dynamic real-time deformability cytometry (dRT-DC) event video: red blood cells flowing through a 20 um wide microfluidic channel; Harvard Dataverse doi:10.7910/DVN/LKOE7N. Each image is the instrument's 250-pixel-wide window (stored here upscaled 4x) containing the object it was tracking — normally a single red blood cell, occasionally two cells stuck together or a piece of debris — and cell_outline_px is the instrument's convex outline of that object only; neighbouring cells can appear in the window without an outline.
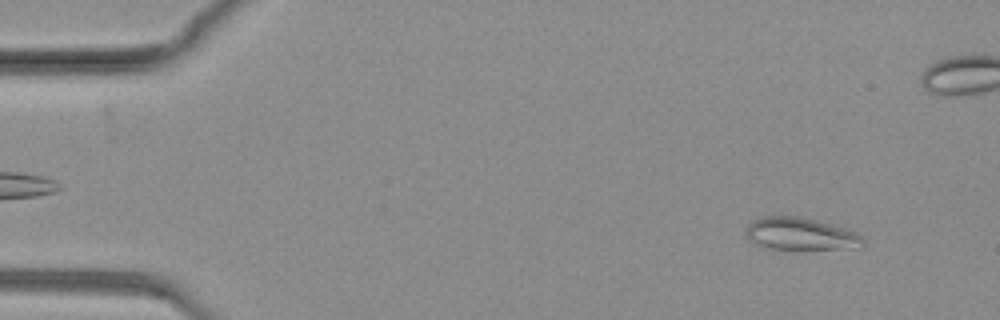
{"species": "common noctule bat (a hibernating species)", "species_latin": "Nyctalus noctula", "temperature_condition": "warm", "stored_images_in_passage": 82, "camera_frame_rate_fps": 3000, "um_per_image_px": 0.085, "animal": {"sex": "female", "body_mass_g": 19.3, "forearm_length_mm": 54.1}, "frame": {"image": 1, "passage_image": 7, "time_ms": 2.0, "image_size_px": [1000, 320], "cell_outline_px": [[864, 244], [860, 248], [764, 248], [748, 240], [744, 236], [744, 232], [748, 224], [752, 220], [764, 216], [796, 216], [816, 220], [832, 224], [856, 232], [864, 240]], "centroid_in_image_um": [67.98, 19.87], "position_along_channel_um": 17.0, "area_um2": 22.02}}
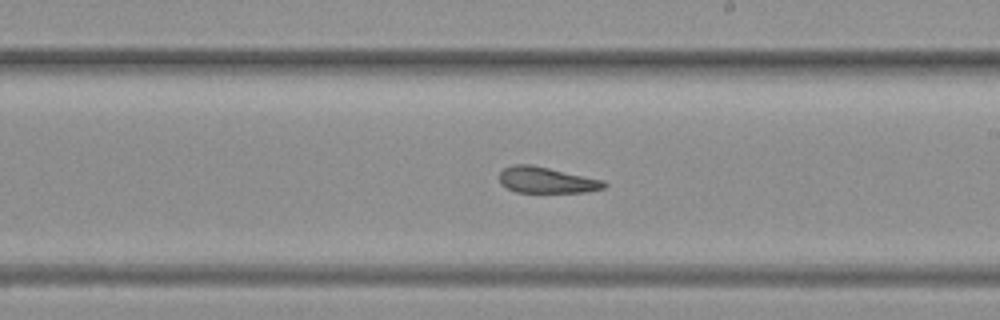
{"frame": {"image": 2, "passage_image": 47, "time_ms": 15.333, "image_size_px": [1000, 320], "cell_outline_px": [[608, 184], [604, 188], [584, 192], [516, 192], [500, 184], [500, 172], [504, 168], [512, 164], [532, 164], [604, 180]], "centroid_in_image_um": [46.45, 15.3], "position_along_channel_um": 242.5, "area_um2": 15.95}}
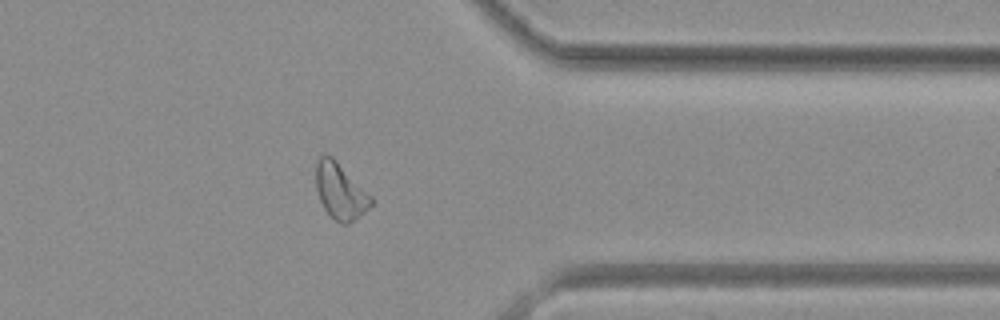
{"frame": {"image": 3, "passage_image": 65, "time_ms": 21.333, "image_size_px": [1000, 320], "cell_outline_px": [[372, 204], [364, 212], [348, 224], [340, 224], [324, 208], [320, 200], [316, 188], [316, 160], [324, 152], [332, 156], [372, 196]], "centroid_in_image_um": [28.91, 16.22], "position_along_channel_um": 382.5, "area_um2": 17.86}}